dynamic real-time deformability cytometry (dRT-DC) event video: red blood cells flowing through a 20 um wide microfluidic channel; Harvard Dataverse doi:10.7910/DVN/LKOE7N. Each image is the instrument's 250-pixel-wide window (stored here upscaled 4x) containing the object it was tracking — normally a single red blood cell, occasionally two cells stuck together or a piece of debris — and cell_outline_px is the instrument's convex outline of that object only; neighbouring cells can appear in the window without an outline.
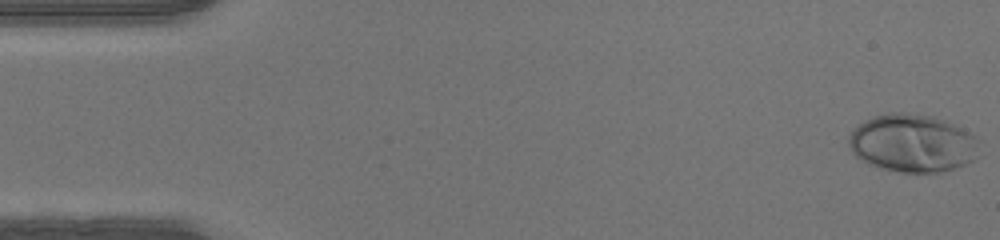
{"species": "human", "species_latin": "Homo sapiens", "temperature_condition": "warm", "stored_images_in_passage": 9, "camera_frame_rate_fps": 3000, "um_per_image_px": 0.085, "donor": {"sex": "male"}, "frame": {"image": 1, "passage_image": 1, "time_ms": 0.0, "image_size_px": [1000, 240], "cell_outline_px": [[980, 140], [972, 160], [964, 164], [952, 168], [936, 172], [900, 172], [868, 164], [860, 160], [852, 152], [848, 144], [848, 136], [864, 120], [872, 116], [888, 112], [900, 112], [932, 116], [944, 120], [976, 136]], "centroid_in_image_um": [77.51, 12.16], "position_along_channel_um": 7.5, "area_um2": 43.64}}